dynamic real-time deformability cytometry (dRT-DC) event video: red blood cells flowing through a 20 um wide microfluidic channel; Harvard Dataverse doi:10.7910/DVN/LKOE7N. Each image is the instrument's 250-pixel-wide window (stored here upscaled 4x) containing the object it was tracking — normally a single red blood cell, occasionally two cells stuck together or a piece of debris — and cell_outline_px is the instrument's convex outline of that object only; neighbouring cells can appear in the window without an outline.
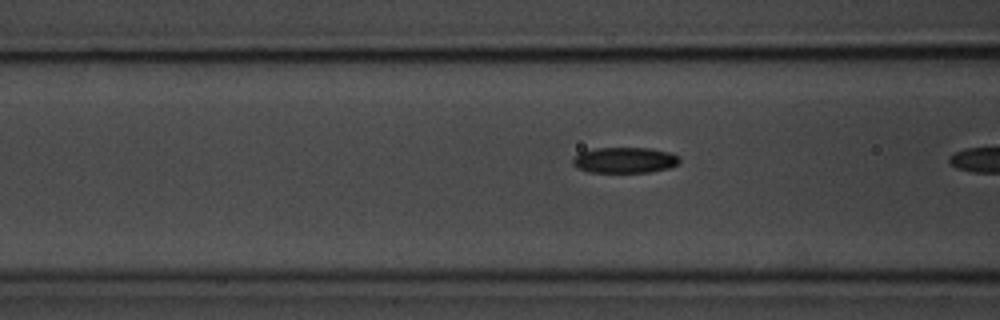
{"species": "common noctule bat (a hibernating species)", "species_latin": "Nyctalus noctula", "temperature_condition": "room temperature", "stored_images_in_passage": 19, "segment_of_instrument_passage": [2, 2], "camera_frame_rate_fps": 3000, "um_per_image_px": 0.085, "animal": {"sex": "male", "body_mass_g": 20.1, "forearm_length_mm": 53.5}, "frame": {"image": 1, "passage_image": 18, "time_ms": 5.667, "image_size_px": [1000, 320], "cell_outline_px": [[680, 160], [676, 164], [668, 168], [648, 172], [588, 172], [576, 168], [572, 164], [572, 156], [580, 152], [596, 148], [648, 148], [668, 152], [680, 156]], "centroid_in_image_um": [53.04, 13.61], "position_along_channel_um": 113.6, "area_um2": 16.07}}